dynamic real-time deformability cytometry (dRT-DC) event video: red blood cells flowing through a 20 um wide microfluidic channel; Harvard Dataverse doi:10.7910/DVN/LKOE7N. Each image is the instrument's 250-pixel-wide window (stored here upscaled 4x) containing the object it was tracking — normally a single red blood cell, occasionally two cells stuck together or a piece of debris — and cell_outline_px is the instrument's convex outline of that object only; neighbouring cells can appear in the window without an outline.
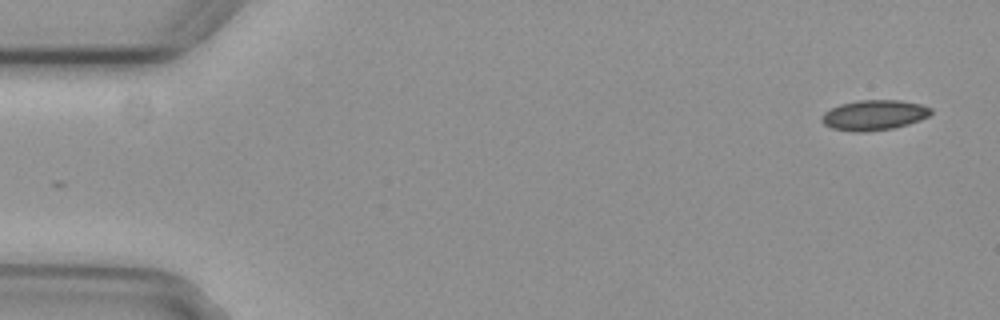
{"species": "common noctule bat (a hibernating species)", "species_latin": "Nyctalus noctula", "temperature_condition": "cold", "stored_images_in_passage": 6, "camera_frame_rate_fps": 3000, "um_per_image_px": 0.085, "animal": {"sex": "female", "body_mass_g": 29.2, "forearm_length_mm": 56.3}, "frame": {"image": 1, "passage_image": 1, "time_ms": 0.0, "image_size_px": [1000, 320], "cell_outline_px": [[932, 112], [928, 116], [920, 120], [908, 124], [892, 128], [860, 132], [832, 128], [824, 124], [820, 120], [820, 116], [824, 112], [840, 104], [860, 100], [900, 100], [920, 104], [932, 108]], "centroid_in_image_um": [74.29, 9.77], "position_along_channel_um": 10.7, "area_um2": 19.07}}
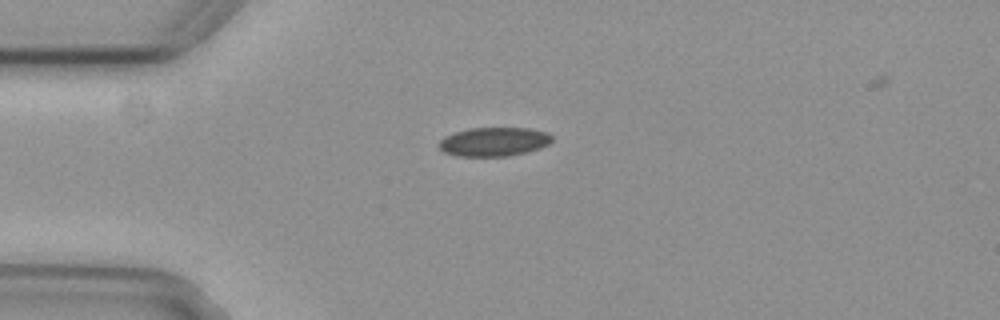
{"frame": {"image": 2, "passage_image": 4, "time_ms": 1.0, "image_size_px": [1000, 320], "cell_outline_px": [[552, 140], [548, 144], [540, 148], [528, 152], [508, 156], [456, 156], [444, 152], [440, 148], [440, 140], [444, 136], [452, 132], [468, 128], [528, 128], [548, 132], [552, 136]], "centroid_in_image_um": [41.98, 12.04], "position_along_channel_um": 43.0, "area_um2": 19.19}}